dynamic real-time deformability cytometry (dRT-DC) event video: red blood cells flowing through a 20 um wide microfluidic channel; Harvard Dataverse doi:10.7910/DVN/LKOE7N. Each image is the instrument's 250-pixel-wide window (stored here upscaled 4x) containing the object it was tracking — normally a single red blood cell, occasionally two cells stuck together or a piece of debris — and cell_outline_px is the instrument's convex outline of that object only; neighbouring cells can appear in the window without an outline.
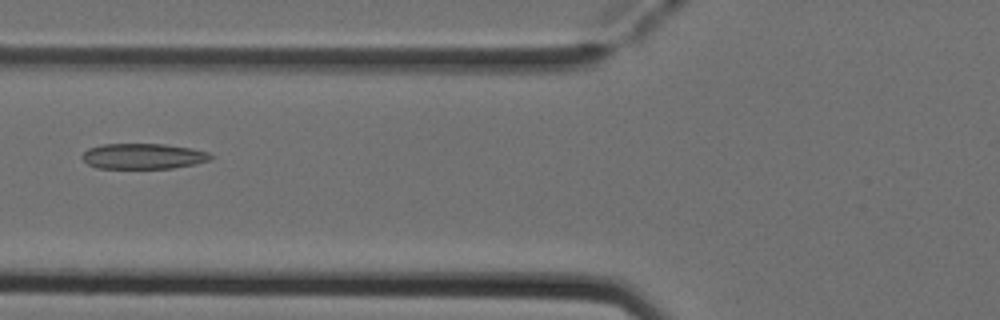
{"species": "Egyptian fruit bat (a non-hibernating species)", "species_latin": "Rousettus aegyptiacus", "temperature_condition": "cold", "stored_images_in_passage": 6, "camera_frame_rate_fps": 3000, "um_per_image_px": 0.085, "animal": {"sex": "female"}, "frame": {"image": 1, "passage_image": 5, "time_ms": 1.333, "image_size_px": [1000, 320], "cell_outline_px": [[212, 160], [196, 164], [172, 168], [96, 168], [88, 164], [80, 156], [88, 148], [104, 144], [164, 144], [192, 148], [208, 152], [212, 156]], "centroid_in_image_um": [12.19, 13.28], "position_along_channel_um": 113.6, "area_um2": 19.19}}
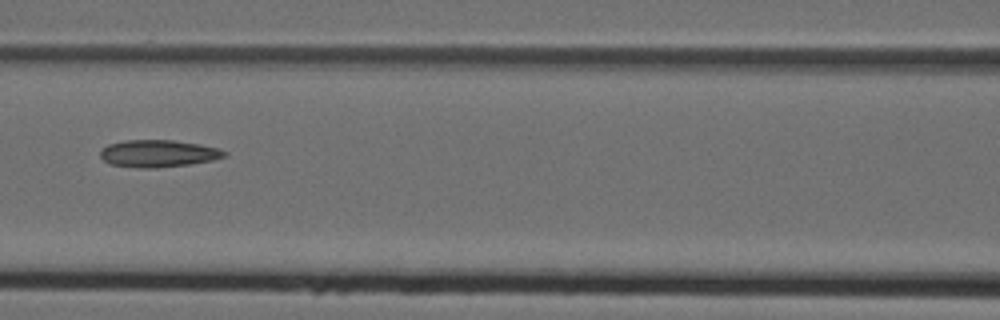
{"frame": {"image": 2, "passage_image": 6, "time_ms": 1.667, "image_size_px": [1000, 320], "cell_outline_px": [[228, 156], [212, 160], [188, 164], [156, 168], [136, 168], [112, 164], [104, 160], [100, 156], [100, 152], [108, 144], [124, 140], [172, 140], [200, 144], [220, 148], [228, 152]], "centroid_in_image_um": [13.49, 13.04], "position_along_channel_um": 153.1, "area_um2": 19.71}}